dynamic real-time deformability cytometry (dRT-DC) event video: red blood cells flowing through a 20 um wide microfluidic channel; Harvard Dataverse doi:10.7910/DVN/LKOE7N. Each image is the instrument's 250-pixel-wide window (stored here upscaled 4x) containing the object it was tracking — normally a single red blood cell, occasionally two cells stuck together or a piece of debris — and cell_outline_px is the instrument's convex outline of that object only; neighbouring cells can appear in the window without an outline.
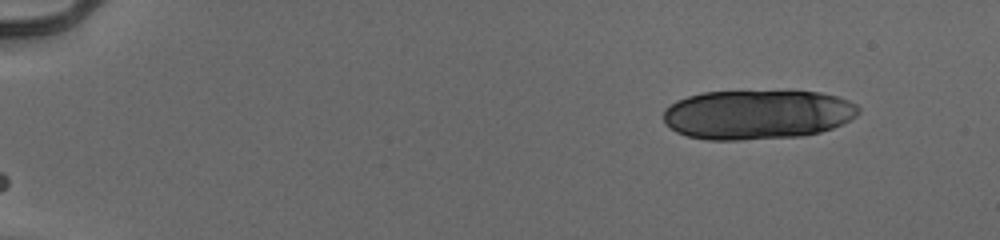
{"species": "human", "species_latin": "Homo sapiens", "temperature_condition": "cold", "stored_images_in_passage": 16, "camera_frame_rate_fps": 3000, "um_per_image_px": 0.085, "donor": {"sex": "male"}, "frame": {"image": 1, "passage_image": 1, "time_ms": 0.0, "image_size_px": [1000, 240], "cell_outline_px": [[860, 112], [856, 116], [832, 128], [820, 132], [804, 136], [740, 140], [704, 140], [688, 136], [676, 132], [664, 124], [664, 108], [676, 100], [688, 96], [704, 92], [820, 92], [836, 96], [848, 100], [856, 104], [860, 108]], "centroid_in_image_um": [64.34, 9.75], "position_along_channel_um": 20.7, "area_um2": 56.3}}